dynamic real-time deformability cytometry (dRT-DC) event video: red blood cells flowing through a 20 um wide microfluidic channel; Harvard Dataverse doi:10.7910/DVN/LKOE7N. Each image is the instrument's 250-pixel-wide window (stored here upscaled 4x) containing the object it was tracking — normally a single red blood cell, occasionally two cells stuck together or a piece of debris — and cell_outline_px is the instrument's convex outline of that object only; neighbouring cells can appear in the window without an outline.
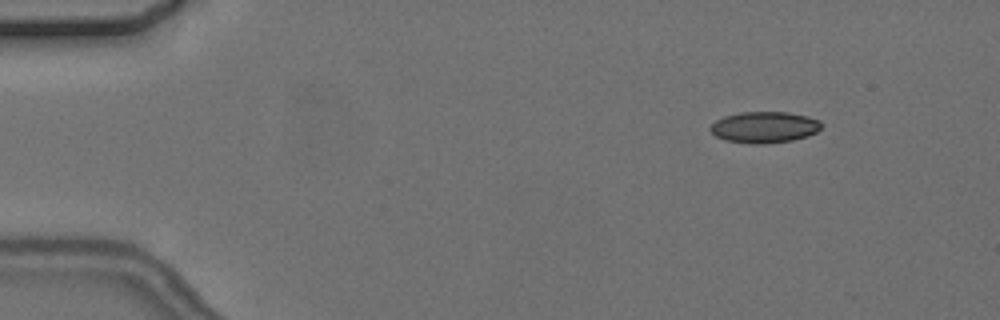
{"species": "common noctule bat (a hibernating species)", "species_latin": "Nyctalus noctula", "temperature_condition": "cold", "stored_images_in_passage": 5, "camera_frame_rate_fps": 3000, "um_per_image_px": 0.085, "animal": {"sex": "female", "body_mass_g": 24.6, "forearm_length_mm": 56.2}, "frame": {"image": 1, "passage_image": 2, "time_ms": 1.333, "image_size_px": [1000, 320], "cell_outline_px": [[820, 128], [816, 132], [808, 136], [792, 140], [764, 144], [752, 144], [724, 140], [716, 136], [708, 128], [716, 120], [724, 116], [740, 112], [788, 112], [808, 116], [820, 120]], "centroid_in_image_um": [64.96, 10.81], "position_along_channel_um": 20.0, "area_um2": 20.29}}